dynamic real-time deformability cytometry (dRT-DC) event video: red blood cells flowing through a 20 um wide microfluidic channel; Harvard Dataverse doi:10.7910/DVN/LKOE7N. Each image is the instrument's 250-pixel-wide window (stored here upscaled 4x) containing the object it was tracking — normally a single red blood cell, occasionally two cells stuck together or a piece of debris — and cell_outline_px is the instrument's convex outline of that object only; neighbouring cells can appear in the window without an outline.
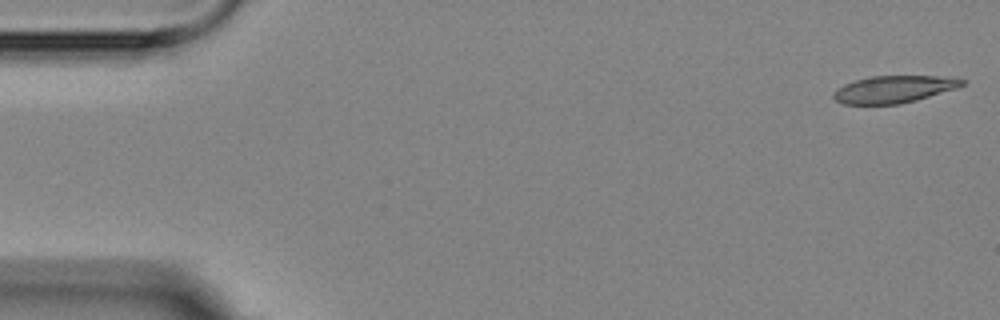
{"species": "Egyptian fruit bat (a non-hibernating species)", "species_latin": "Rousettus aegyptiacus", "temperature_condition": "room temperature", "stored_images_in_passage": 6, "segment_of_instrument_passage": [1, 2], "camera_frame_rate_fps": 3000, "um_per_image_px": 0.085, "animal": {"sex": "female"}, "frame": {"image": 1, "passage_image": 1, "time_ms": 0.0, "image_size_px": [1000, 320], "cell_outline_px": [[968, 80], [964, 84], [956, 88], [916, 100], [900, 104], [844, 104], [836, 100], [832, 96], [844, 84], [868, 76], [956, 76]], "centroid_in_image_um": [76.06, 7.57], "position_along_channel_um": 8.9, "area_um2": 20.35}}
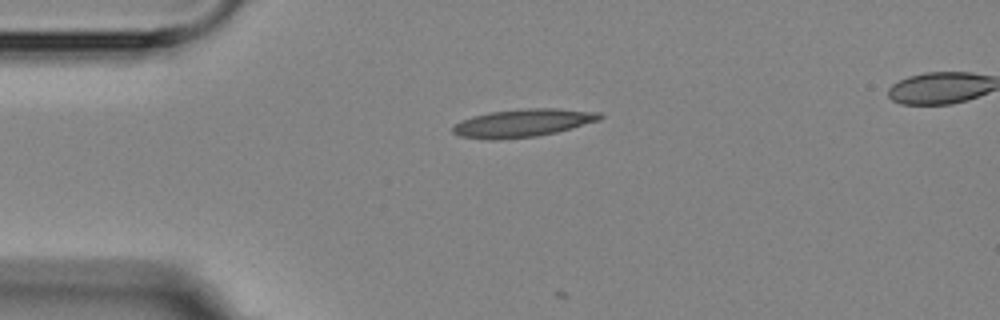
{"frame": {"image": 2, "passage_image": 4, "time_ms": 3.667, "image_size_px": [1000, 320], "cell_outline_px": [[604, 116], [600, 120], [572, 128], [556, 132], [536, 136], [500, 140], [488, 140], [460, 136], [452, 132], [452, 128], [456, 124], [472, 116], [488, 112], [528, 108], [556, 108], [600, 112]], "centroid_in_image_um": [44.46, 10.45], "position_along_channel_um": 40.5, "area_um2": 23.99}}